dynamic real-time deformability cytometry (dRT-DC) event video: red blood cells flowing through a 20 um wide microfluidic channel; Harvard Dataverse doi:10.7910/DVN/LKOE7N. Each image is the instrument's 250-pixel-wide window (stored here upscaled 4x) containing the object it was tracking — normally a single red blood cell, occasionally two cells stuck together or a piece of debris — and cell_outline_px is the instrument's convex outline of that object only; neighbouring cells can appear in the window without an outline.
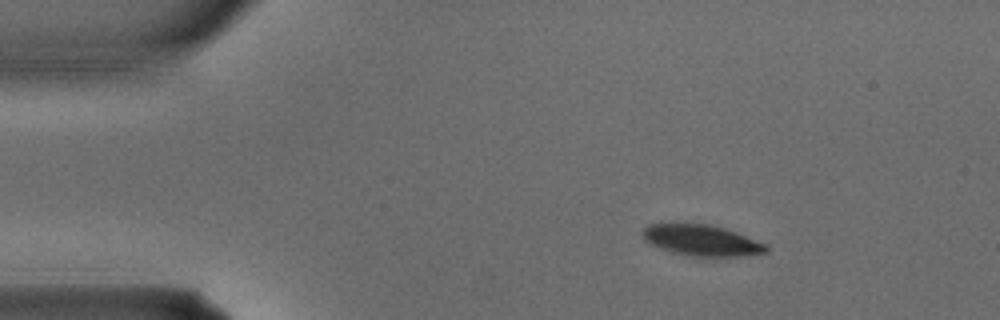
{"species": "common noctule bat (a hibernating species)", "species_latin": "Nyctalus noctula", "temperature_condition": "warm", "stored_images_in_passage": 2, "camera_frame_rate_fps": 3000, "um_per_image_px": 0.085, "animal": {"sex": "male", "body_mass_g": 15.6}, "frame": {"image": 1, "passage_image": 1, "time_ms": 0.0, "image_size_px": [1000, 320], "cell_outline_px": [[768, 252], [740, 256], [692, 256], [672, 252], [648, 244], [644, 240], [644, 228], [648, 224], [708, 224], [724, 228], [736, 232], [764, 244], [768, 248]], "centroid_in_image_um": [59.61, 20.43], "position_along_channel_um": 25.4, "area_um2": 21.91}}